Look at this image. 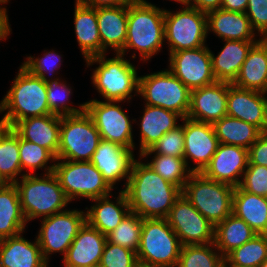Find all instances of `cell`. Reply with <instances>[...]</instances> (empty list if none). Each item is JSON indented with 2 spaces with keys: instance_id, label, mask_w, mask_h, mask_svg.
<instances>
[{
  "instance_id": "obj_1",
  "label": "cell",
  "mask_w": 267,
  "mask_h": 267,
  "mask_svg": "<svg viewBox=\"0 0 267 267\" xmlns=\"http://www.w3.org/2000/svg\"><path fill=\"white\" fill-rule=\"evenodd\" d=\"M131 212L141 218H167L182 190L163 179L147 163L134 160L125 189Z\"/></svg>"
},
{
  "instance_id": "obj_2",
  "label": "cell",
  "mask_w": 267,
  "mask_h": 267,
  "mask_svg": "<svg viewBox=\"0 0 267 267\" xmlns=\"http://www.w3.org/2000/svg\"><path fill=\"white\" fill-rule=\"evenodd\" d=\"M7 110L2 126L12 128L17 122L52 114L47 100V86L42 78L32 75L22 65L13 85L0 102V113Z\"/></svg>"
},
{
  "instance_id": "obj_3",
  "label": "cell",
  "mask_w": 267,
  "mask_h": 267,
  "mask_svg": "<svg viewBox=\"0 0 267 267\" xmlns=\"http://www.w3.org/2000/svg\"><path fill=\"white\" fill-rule=\"evenodd\" d=\"M165 10L148 3L146 0H136L128 5V27L124 49L119 53L125 55L128 48L136 49L142 60H150L157 54L163 40Z\"/></svg>"
},
{
  "instance_id": "obj_4",
  "label": "cell",
  "mask_w": 267,
  "mask_h": 267,
  "mask_svg": "<svg viewBox=\"0 0 267 267\" xmlns=\"http://www.w3.org/2000/svg\"><path fill=\"white\" fill-rule=\"evenodd\" d=\"M44 175L39 178L31 173H23L21 183H14L22 212L28 222L37 217L45 218L63 212L70 202L55 174L52 172Z\"/></svg>"
},
{
  "instance_id": "obj_5",
  "label": "cell",
  "mask_w": 267,
  "mask_h": 267,
  "mask_svg": "<svg viewBox=\"0 0 267 267\" xmlns=\"http://www.w3.org/2000/svg\"><path fill=\"white\" fill-rule=\"evenodd\" d=\"M181 248L166 218H143L137 251L140 267H176Z\"/></svg>"
},
{
  "instance_id": "obj_6",
  "label": "cell",
  "mask_w": 267,
  "mask_h": 267,
  "mask_svg": "<svg viewBox=\"0 0 267 267\" xmlns=\"http://www.w3.org/2000/svg\"><path fill=\"white\" fill-rule=\"evenodd\" d=\"M116 53L113 58L106 59L105 54L88 58L87 66L99 63L93 71L92 83L106 101H125L130 100L131 93L136 91L138 94L139 76L137 70L129 60Z\"/></svg>"
},
{
  "instance_id": "obj_7",
  "label": "cell",
  "mask_w": 267,
  "mask_h": 267,
  "mask_svg": "<svg viewBox=\"0 0 267 267\" xmlns=\"http://www.w3.org/2000/svg\"><path fill=\"white\" fill-rule=\"evenodd\" d=\"M235 188L207 178L203 173H192L182 194L214 226L232 214Z\"/></svg>"
},
{
  "instance_id": "obj_8",
  "label": "cell",
  "mask_w": 267,
  "mask_h": 267,
  "mask_svg": "<svg viewBox=\"0 0 267 267\" xmlns=\"http://www.w3.org/2000/svg\"><path fill=\"white\" fill-rule=\"evenodd\" d=\"M101 140L86 110L76 115L60 116V143L56 159L90 161Z\"/></svg>"
},
{
  "instance_id": "obj_9",
  "label": "cell",
  "mask_w": 267,
  "mask_h": 267,
  "mask_svg": "<svg viewBox=\"0 0 267 267\" xmlns=\"http://www.w3.org/2000/svg\"><path fill=\"white\" fill-rule=\"evenodd\" d=\"M138 93L146 105L159 106L187 117L191 90L170 70L159 71L139 77Z\"/></svg>"
},
{
  "instance_id": "obj_10",
  "label": "cell",
  "mask_w": 267,
  "mask_h": 267,
  "mask_svg": "<svg viewBox=\"0 0 267 267\" xmlns=\"http://www.w3.org/2000/svg\"><path fill=\"white\" fill-rule=\"evenodd\" d=\"M55 161L59 162L55 163L53 173L70 202L79 196L92 200L111 194L113 189L90 161Z\"/></svg>"
},
{
  "instance_id": "obj_11",
  "label": "cell",
  "mask_w": 267,
  "mask_h": 267,
  "mask_svg": "<svg viewBox=\"0 0 267 267\" xmlns=\"http://www.w3.org/2000/svg\"><path fill=\"white\" fill-rule=\"evenodd\" d=\"M185 7L176 13L165 10V40L170 47L169 53L205 46L208 34L206 13Z\"/></svg>"
},
{
  "instance_id": "obj_12",
  "label": "cell",
  "mask_w": 267,
  "mask_h": 267,
  "mask_svg": "<svg viewBox=\"0 0 267 267\" xmlns=\"http://www.w3.org/2000/svg\"><path fill=\"white\" fill-rule=\"evenodd\" d=\"M85 223L86 212L78 210H65L43 218L36 239L44 260L48 263L49 255L55 252L62 253L64 258Z\"/></svg>"
},
{
  "instance_id": "obj_13",
  "label": "cell",
  "mask_w": 267,
  "mask_h": 267,
  "mask_svg": "<svg viewBox=\"0 0 267 267\" xmlns=\"http://www.w3.org/2000/svg\"><path fill=\"white\" fill-rule=\"evenodd\" d=\"M117 103L119 101L94 99L85 103V110L92 117L102 140L133 150L135 145L129 116Z\"/></svg>"
},
{
  "instance_id": "obj_14",
  "label": "cell",
  "mask_w": 267,
  "mask_h": 267,
  "mask_svg": "<svg viewBox=\"0 0 267 267\" xmlns=\"http://www.w3.org/2000/svg\"><path fill=\"white\" fill-rule=\"evenodd\" d=\"M166 219L182 246L214 242L215 226L183 194L175 201Z\"/></svg>"
},
{
  "instance_id": "obj_15",
  "label": "cell",
  "mask_w": 267,
  "mask_h": 267,
  "mask_svg": "<svg viewBox=\"0 0 267 267\" xmlns=\"http://www.w3.org/2000/svg\"><path fill=\"white\" fill-rule=\"evenodd\" d=\"M169 56V70L190 90L216 81L212 70L211 52L206 45L172 52Z\"/></svg>"
},
{
  "instance_id": "obj_16",
  "label": "cell",
  "mask_w": 267,
  "mask_h": 267,
  "mask_svg": "<svg viewBox=\"0 0 267 267\" xmlns=\"http://www.w3.org/2000/svg\"><path fill=\"white\" fill-rule=\"evenodd\" d=\"M184 128V160L192 173H202L209 165L219 145L213 124L189 119H182ZM188 158L196 164L189 168Z\"/></svg>"
},
{
  "instance_id": "obj_17",
  "label": "cell",
  "mask_w": 267,
  "mask_h": 267,
  "mask_svg": "<svg viewBox=\"0 0 267 267\" xmlns=\"http://www.w3.org/2000/svg\"><path fill=\"white\" fill-rule=\"evenodd\" d=\"M248 149L241 146L219 143L203 174L214 181L238 187L247 169Z\"/></svg>"
},
{
  "instance_id": "obj_18",
  "label": "cell",
  "mask_w": 267,
  "mask_h": 267,
  "mask_svg": "<svg viewBox=\"0 0 267 267\" xmlns=\"http://www.w3.org/2000/svg\"><path fill=\"white\" fill-rule=\"evenodd\" d=\"M232 83L215 81L204 87L191 90L187 118L214 124L227 116L228 87Z\"/></svg>"
},
{
  "instance_id": "obj_19",
  "label": "cell",
  "mask_w": 267,
  "mask_h": 267,
  "mask_svg": "<svg viewBox=\"0 0 267 267\" xmlns=\"http://www.w3.org/2000/svg\"><path fill=\"white\" fill-rule=\"evenodd\" d=\"M134 160L132 149L110 141L101 140L90 162L113 189L116 182L124 178H126L124 186L126 188Z\"/></svg>"
},
{
  "instance_id": "obj_20",
  "label": "cell",
  "mask_w": 267,
  "mask_h": 267,
  "mask_svg": "<svg viewBox=\"0 0 267 267\" xmlns=\"http://www.w3.org/2000/svg\"><path fill=\"white\" fill-rule=\"evenodd\" d=\"M106 241V235L86 222L68 248L64 267H98Z\"/></svg>"
},
{
  "instance_id": "obj_21",
  "label": "cell",
  "mask_w": 267,
  "mask_h": 267,
  "mask_svg": "<svg viewBox=\"0 0 267 267\" xmlns=\"http://www.w3.org/2000/svg\"><path fill=\"white\" fill-rule=\"evenodd\" d=\"M265 95L231 84L227 94V116L253 124L264 133Z\"/></svg>"
},
{
  "instance_id": "obj_22",
  "label": "cell",
  "mask_w": 267,
  "mask_h": 267,
  "mask_svg": "<svg viewBox=\"0 0 267 267\" xmlns=\"http://www.w3.org/2000/svg\"><path fill=\"white\" fill-rule=\"evenodd\" d=\"M13 130L24 140L48 149L57 157L60 143V116L50 114L17 122Z\"/></svg>"
},
{
  "instance_id": "obj_23",
  "label": "cell",
  "mask_w": 267,
  "mask_h": 267,
  "mask_svg": "<svg viewBox=\"0 0 267 267\" xmlns=\"http://www.w3.org/2000/svg\"><path fill=\"white\" fill-rule=\"evenodd\" d=\"M101 39V55L108 47L120 53L124 49L128 27V6L96 8Z\"/></svg>"
},
{
  "instance_id": "obj_24",
  "label": "cell",
  "mask_w": 267,
  "mask_h": 267,
  "mask_svg": "<svg viewBox=\"0 0 267 267\" xmlns=\"http://www.w3.org/2000/svg\"><path fill=\"white\" fill-rule=\"evenodd\" d=\"M21 234L0 239V267H47L37 239L33 243Z\"/></svg>"
},
{
  "instance_id": "obj_25",
  "label": "cell",
  "mask_w": 267,
  "mask_h": 267,
  "mask_svg": "<svg viewBox=\"0 0 267 267\" xmlns=\"http://www.w3.org/2000/svg\"><path fill=\"white\" fill-rule=\"evenodd\" d=\"M207 15V32L213 33L223 40L259 41L255 39L254 30L246 13L212 10Z\"/></svg>"
},
{
  "instance_id": "obj_26",
  "label": "cell",
  "mask_w": 267,
  "mask_h": 267,
  "mask_svg": "<svg viewBox=\"0 0 267 267\" xmlns=\"http://www.w3.org/2000/svg\"><path fill=\"white\" fill-rule=\"evenodd\" d=\"M109 197L110 195L92 199L95 204L86 212V222L104 235L114 230L131 211L124 190L120 191L116 204Z\"/></svg>"
},
{
  "instance_id": "obj_27",
  "label": "cell",
  "mask_w": 267,
  "mask_h": 267,
  "mask_svg": "<svg viewBox=\"0 0 267 267\" xmlns=\"http://www.w3.org/2000/svg\"><path fill=\"white\" fill-rule=\"evenodd\" d=\"M258 41L225 40L223 49L211 52L212 70L216 81L233 83L237 78L251 47Z\"/></svg>"
},
{
  "instance_id": "obj_28",
  "label": "cell",
  "mask_w": 267,
  "mask_h": 267,
  "mask_svg": "<svg viewBox=\"0 0 267 267\" xmlns=\"http://www.w3.org/2000/svg\"><path fill=\"white\" fill-rule=\"evenodd\" d=\"M143 114L140 121V154L153 146L162 135L179 126L178 118L183 119L178 113L159 106L145 105Z\"/></svg>"
},
{
  "instance_id": "obj_29",
  "label": "cell",
  "mask_w": 267,
  "mask_h": 267,
  "mask_svg": "<svg viewBox=\"0 0 267 267\" xmlns=\"http://www.w3.org/2000/svg\"><path fill=\"white\" fill-rule=\"evenodd\" d=\"M74 24L77 42L84 58L87 60L101 55V39L96 9L83 5L79 0H76Z\"/></svg>"
},
{
  "instance_id": "obj_30",
  "label": "cell",
  "mask_w": 267,
  "mask_h": 267,
  "mask_svg": "<svg viewBox=\"0 0 267 267\" xmlns=\"http://www.w3.org/2000/svg\"><path fill=\"white\" fill-rule=\"evenodd\" d=\"M232 214L244 220L257 234H267V197L235 187Z\"/></svg>"
},
{
  "instance_id": "obj_31",
  "label": "cell",
  "mask_w": 267,
  "mask_h": 267,
  "mask_svg": "<svg viewBox=\"0 0 267 267\" xmlns=\"http://www.w3.org/2000/svg\"><path fill=\"white\" fill-rule=\"evenodd\" d=\"M234 86L267 94V53L258 41L249 50Z\"/></svg>"
},
{
  "instance_id": "obj_32",
  "label": "cell",
  "mask_w": 267,
  "mask_h": 267,
  "mask_svg": "<svg viewBox=\"0 0 267 267\" xmlns=\"http://www.w3.org/2000/svg\"><path fill=\"white\" fill-rule=\"evenodd\" d=\"M26 219L14 184L0 185V239L23 233Z\"/></svg>"
},
{
  "instance_id": "obj_33",
  "label": "cell",
  "mask_w": 267,
  "mask_h": 267,
  "mask_svg": "<svg viewBox=\"0 0 267 267\" xmlns=\"http://www.w3.org/2000/svg\"><path fill=\"white\" fill-rule=\"evenodd\" d=\"M256 234L244 220L230 214L215 226V248L225 257L233 249L251 240Z\"/></svg>"
},
{
  "instance_id": "obj_34",
  "label": "cell",
  "mask_w": 267,
  "mask_h": 267,
  "mask_svg": "<svg viewBox=\"0 0 267 267\" xmlns=\"http://www.w3.org/2000/svg\"><path fill=\"white\" fill-rule=\"evenodd\" d=\"M213 126L219 143L241 146L246 149H249L262 134V131L255 125L230 116L222 117Z\"/></svg>"
},
{
  "instance_id": "obj_35",
  "label": "cell",
  "mask_w": 267,
  "mask_h": 267,
  "mask_svg": "<svg viewBox=\"0 0 267 267\" xmlns=\"http://www.w3.org/2000/svg\"><path fill=\"white\" fill-rule=\"evenodd\" d=\"M22 173L19 157V135L6 126L0 128V185L14 184Z\"/></svg>"
},
{
  "instance_id": "obj_36",
  "label": "cell",
  "mask_w": 267,
  "mask_h": 267,
  "mask_svg": "<svg viewBox=\"0 0 267 267\" xmlns=\"http://www.w3.org/2000/svg\"><path fill=\"white\" fill-rule=\"evenodd\" d=\"M267 259V234H256L224 257V266L259 267Z\"/></svg>"
},
{
  "instance_id": "obj_37",
  "label": "cell",
  "mask_w": 267,
  "mask_h": 267,
  "mask_svg": "<svg viewBox=\"0 0 267 267\" xmlns=\"http://www.w3.org/2000/svg\"><path fill=\"white\" fill-rule=\"evenodd\" d=\"M214 247V242L182 246L176 267H224V257Z\"/></svg>"
},
{
  "instance_id": "obj_38",
  "label": "cell",
  "mask_w": 267,
  "mask_h": 267,
  "mask_svg": "<svg viewBox=\"0 0 267 267\" xmlns=\"http://www.w3.org/2000/svg\"><path fill=\"white\" fill-rule=\"evenodd\" d=\"M147 164L163 179L181 190L192 174L183 157L155 154L154 158Z\"/></svg>"
},
{
  "instance_id": "obj_39",
  "label": "cell",
  "mask_w": 267,
  "mask_h": 267,
  "mask_svg": "<svg viewBox=\"0 0 267 267\" xmlns=\"http://www.w3.org/2000/svg\"><path fill=\"white\" fill-rule=\"evenodd\" d=\"M142 222L143 218L130 211L121 223L106 235L107 241L137 253L140 247Z\"/></svg>"
},
{
  "instance_id": "obj_40",
  "label": "cell",
  "mask_w": 267,
  "mask_h": 267,
  "mask_svg": "<svg viewBox=\"0 0 267 267\" xmlns=\"http://www.w3.org/2000/svg\"><path fill=\"white\" fill-rule=\"evenodd\" d=\"M19 157L21 170L29 169L34 173L36 169L45 168L46 174L52 173L55 163L47 166L49 160L54 162L56 157L46 148L41 147L31 141L24 140L19 136Z\"/></svg>"
},
{
  "instance_id": "obj_41",
  "label": "cell",
  "mask_w": 267,
  "mask_h": 267,
  "mask_svg": "<svg viewBox=\"0 0 267 267\" xmlns=\"http://www.w3.org/2000/svg\"><path fill=\"white\" fill-rule=\"evenodd\" d=\"M59 81V82H58ZM60 81L59 78L47 79V100L49 110L52 114L58 116H68L80 114L85 110V103L80 104L79 109L69 107L66 101L71 95V89Z\"/></svg>"
},
{
  "instance_id": "obj_42",
  "label": "cell",
  "mask_w": 267,
  "mask_h": 267,
  "mask_svg": "<svg viewBox=\"0 0 267 267\" xmlns=\"http://www.w3.org/2000/svg\"><path fill=\"white\" fill-rule=\"evenodd\" d=\"M152 153L168 155L173 157L184 156V128L183 125L168 131L148 150L140 154V158L148 157Z\"/></svg>"
},
{
  "instance_id": "obj_43",
  "label": "cell",
  "mask_w": 267,
  "mask_h": 267,
  "mask_svg": "<svg viewBox=\"0 0 267 267\" xmlns=\"http://www.w3.org/2000/svg\"><path fill=\"white\" fill-rule=\"evenodd\" d=\"M98 267H140L137 253L106 241Z\"/></svg>"
},
{
  "instance_id": "obj_44",
  "label": "cell",
  "mask_w": 267,
  "mask_h": 267,
  "mask_svg": "<svg viewBox=\"0 0 267 267\" xmlns=\"http://www.w3.org/2000/svg\"><path fill=\"white\" fill-rule=\"evenodd\" d=\"M240 187L249 193L267 197V167L248 164Z\"/></svg>"
},
{
  "instance_id": "obj_45",
  "label": "cell",
  "mask_w": 267,
  "mask_h": 267,
  "mask_svg": "<svg viewBox=\"0 0 267 267\" xmlns=\"http://www.w3.org/2000/svg\"><path fill=\"white\" fill-rule=\"evenodd\" d=\"M61 58V55L58 53L50 51L46 52L44 56L40 58L34 59V57H27V61H25L22 66L26 68L32 75L42 78V80L46 83L48 78H46L45 73H53L60 68Z\"/></svg>"
},
{
  "instance_id": "obj_46",
  "label": "cell",
  "mask_w": 267,
  "mask_h": 267,
  "mask_svg": "<svg viewBox=\"0 0 267 267\" xmlns=\"http://www.w3.org/2000/svg\"><path fill=\"white\" fill-rule=\"evenodd\" d=\"M246 15L253 30L262 35L267 34V0H249Z\"/></svg>"
},
{
  "instance_id": "obj_47",
  "label": "cell",
  "mask_w": 267,
  "mask_h": 267,
  "mask_svg": "<svg viewBox=\"0 0 267 267\" xmlns=\"http://www.w3.org/2000/svg\"><path fill=\"white\" fill-rule=\"evenodd\" d=\"M248 164L267 167V134L262 133L248 149Z\"/></svg>"
},
{
  "instance_id": "obj_48",
  "label": "cell",
  "mask_w": 267,
  "mask_h": 267,
  "mask_svg": "<svg viewBox=\"0 0 267 267\" xmlns=\"http://www.w3.org/2000/svg\"><path fill=\"white\" fill-rule=\"evenodd\" d=\"M181 4L208 13L221 8L222 0H181Z\"/></svg>"
},
{
  "instance_id": "obj_49",
  "label": "cell",
  "mask_w": 267,
  "mask_h": 267,
  "mask_svg": "<svg viewBox=\"0 0 267 267\" xmlns=\"http://www.w3.org/2000/svg\"><path fill=\"white\" fill-rule=\"evenodd\" d=\"M83 5L100 8V7H115V6H128L135 3L136 0H79Z\"/></svg>"
},
{
  "instance_id": "obj_50",
  "label": "cell",
  "mask_w": 267,
  "mask_h": 267,
  "mask_svg": "<svg viewBox=\"0 0 267 267\" xmlns=\"http://www.w3.org/2000/svg\"><path fill=\"white\" fill-rule=\"evenodd\" d=\"M249 0H222L221 9L233 12H246Z\"/></svg>"
},
{
  "instance_id": "obj_51",
  "label": "cell",
  "mask_w": 267,
  "mask_h": 267,
  "mask_svg": "<svg viewBox=\"0 0 267 267\" xmlns=\"http://www.w3.org/2000/svg\"><path fill=\"white\" fill-rule=\"evenodd\" d=\"M8 20L7 12H0V40H5L11 32Z\"/></svg>"
},
{
  "instance_id": "obj_52",
  "label": "cell",
  "mask_w": 267,
  "mask_h": 267,
  "mask_svg": "<svg viewBox=\"0 0 267 267\" xmlns=\"http://www.w3.org/2000/svg\"><path fill=\"white\" fill-rule=\"evenodd\" d=\"M258 40L264 46L266 53H267V34L262 35V37H260V39H258Z\"/></svg>"
},
{
  "instance_id": "obj_53",
  "label": "cell",
  "mask_w": 267,
  "mask_h": 267,
  "mask_svg": "<svg viewBox=\"0 0 267 267\" xmlns=\"http://www.w3.org/2000/svg\"><path fill=\"white\" fill-rule=\"evenodd\" d=\"M264 133L267 134V99H266L265 114H264Z\"/></svg>"
},
{
  "instance_id": "obj_54",
  "label": "cell",
  "mask_w": 267,
  "mask_h": 267,
  "mask_svg": "<svg viewBox=\"0 0 267 267\" xmlns=\"http://www.w3.org/2000/svg\"><path fill=\"white\" fill-rule=\"evenodd\" d=\"M9 0H0V4H5L7 3ZM0 12H7L6 8L4 7H0Z\"/></svg>"
},
{
  "instance_id": "obj_55",
  "label": "cell",
  "mask_w": 267,
  "mask_h": 267,
  "mask_svg": "<svg viewBox=\"0 0 267 267\" xmlns=\"http://www.w3.org/2000/svg\"><path fill=\"white\" fill-rule=\"evenodd\" d=\"M259 267H267V259Z\"/></svg>"
},
{
  "instance_id": "obj_56",
  "label": "cell",
  "mask_w": 267,
  "mask_h": 267,
  "mask_svg": "<svg viewBox=\"0 0 267 267\" xmlns=\"http://www.w3.org/2000/svg\"><path fill=\"white\" fill-rule=\"evenodd\" d=\"M224 267H241V266H224Z\"/></svg>"
}]
</instances>
